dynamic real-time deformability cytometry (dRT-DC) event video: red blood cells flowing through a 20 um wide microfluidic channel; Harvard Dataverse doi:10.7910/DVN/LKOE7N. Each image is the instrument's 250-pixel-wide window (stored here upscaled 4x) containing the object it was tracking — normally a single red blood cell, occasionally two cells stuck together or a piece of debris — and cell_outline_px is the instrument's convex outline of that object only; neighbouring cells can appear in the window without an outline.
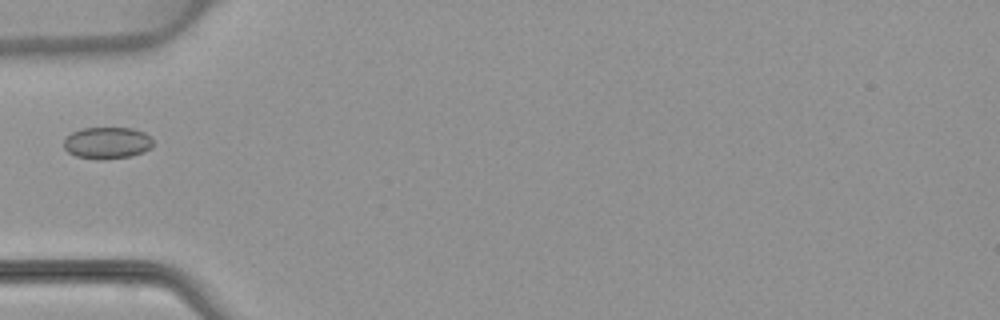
{"species": "common noctule bat (a hibernating species)", "species_latin": "Nyctalus noctula", "temperature_condition": "warm", "stored_images_in_passage": 5, "camera_frame_rate_fps": 3000, "um_per_image_px": 0.085, "animal": {"sex": "female", "body_mass_g": 22.7, "forearm_length_mm": 54.2}, "frame": {"image": 1, "passage_image": 5, "time_ms": 4.667, "image_size_px": [1000, 320], "cell_outline_px": [[152, 144], [144, 152], [132, 156], [100, 160], [96, 160], [76, 156], [68, 152], [64, 148], [64, 140], [72, 132], [84, 128], [132, 128], [144, 132], [152, 136]], "centroid_in_image_um": [9.11, 12.15], "position_along_channel_um": 75.9, "area_um2": 16.59}}